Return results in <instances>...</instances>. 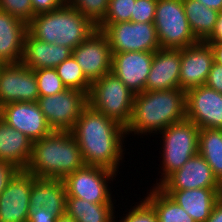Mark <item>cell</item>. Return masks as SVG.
Segmentation results:
<instances>
[{"mask_svg": "<svg viewBox=\"0 0 222 222\" xmlns=\"http://www.w3.org/2000/svg\"><path fill=\"white\" fill-rule=\"evenodd\" d=\"M206 41H222V12L219 14L214 32Z\"/></svg>", "mask_w": 222, "mask_h": 222, "instance_id": "42", "label": "cell"}, {"mask_svg": "<svg viewBox=\"0 0 222 222\" xmlns=\"http://www.w3.org/2000/svg\"><path fill=\"white\" fill-rule=\"evenodd\" d=\"M181 49L160 48L154 52L144 91L180 88Z\"/></svg>", "mask_w": 222, "mask_h": 222, "instance_id": "19", "label": "cell"}, {"mask_svg": "<svg viewBox=\"0 0 222 222\" xmlns=\"http://www.w3.org/2000/svg\"><path fill=\"white\" fill-rule=\"evenodd\" d=\"M72 0H61L63 4H69Z\"/></svg>", "mask_w": 222, "mask_h": 222, "instance_id": "45", "label": "cell"}, {"mask_svg": "<svg viewBox=\"0 0 222 222\" xmlns=\"http://www.w3.org/2000/svg\"><path fill=\"white\" fill-rule=\"evenodd\" d=\"M56 222H76V221L67 214H64L62 216L57 217Z\"/></svg>", "mask_w": 222, "mask_h": 222, "instance_id": "44", "label": "cell"}, {"mask_svg": "<svg viewBox=\"0 0 222 222\" xmlns=\"http://www.w3.org/2000/svg\"><path fill=\"white\" fill-rule=\"evenodd\" d=\"M136 0H109L104 19L96 26L102 31L108 24L131 21V13Z\"/></svg>", "mask_w": 222, "mask_h": 222, "instance_id": "30", "label": "cell"}, {"mask_svg": "<svg viewBox=\"0 0 222 222\" xmlns=\"http://www.w3.org/2000/svg\"><path fill=\"white\" fill-rule=\"evenodd\" d=\"M84 165L81 149L71 132L52 131L33 142L31 159L25 170L39 178L63 180Z\"/></svg>", "mask_w": 222, "mask_h": 222, "instance_id": "3", "label": "cell"}, {"mask_svg": "<svg viewBox=\"0 0 222 222\" xmlns=\"http://www.w3.org/2000/svg\"><path fill=\"white\" fill-rule=\"evenodd\" d=\"M185 118L186 92L182 89L143 91L134 96L131 119L125 128L126 135L158 134Z\"/></svg>", "mask_w": 222, "mask_h": 222, "instance_id": "2", "label": "cell"}, {"mask_svg": "<svg viewBox=\"0 0 222 222\" xmlns=\"http://www.w3.org/2000/svg\"><path fill=\"white\" fill-rule=\"evenodd\" d=\"M158 187L161 190H187L222 188V184L214 176L206 160L198 153L170 174Z\"/></svg>", "mask_w": 222, "mask_h": 222, "instance_id": "18", "label": "cell"}, {"mask_svg": "<svg viewBox=\"0 0 222 222\" xmlns=\"http://www.w3.org/2000/svg\"><path fill=\"white\" fill-rule=\"evenodd\" d=\"M66 189L62 179L36 177L30 192V210L42 207L57 217L66 214Z\"/></svg>", "mask_w": 222, "mask_h": 222, "instance_id": "22", "label": "cell"}, {"mask_svg": "<svg viewBox=\"0 0 222 222\" xmlns=\"http://www.w3.org/2000/svg\"><path fill=\"white\" fill-rule=\"evenodd\" d=\"M157 0H136L131 22H154Z\"/></svg>", "mask_w": 222, "mask_h": 222, "instance_id": "35", "label": "cell"}, {"mask_svg": "<svg viewBox=\"0 0 222 222\" xmlns=\"http://www.w3.org/2000/svg\"><path fill=\"white\" fill-rule=\"evenodd\" d=\"M57 216L44 207L38 210H30L29 219L27 222H56Z\"/></svg>", "mask_w": 222, "mask_h": 222, "instance_id": "39", "label": "cell"}, {"mask_svg": "<svg viewBox=\"0 0 222 222\" xmlns=\"http://www.w3.org/2000/svg\"><path fill=\"white\" fill-rule=\"evenodd\" d=\"M113 203H90L77 197H66V214L76 222H114Z\"/></svg>", "mask_w": 222, "mask_h": 222, "instance_id": "25", "label": "cell"}, {"mask_svg": "<svg viewBox=\"0 0 222 222\" xmlns=\"http://www.w3.org/2000/svg\"><path fill=\"white\" fill-rule=\"evenodd\" d=\"M55 70L67 88L78 89L89 94L91 82L85 77L73 55L60 63Z\"/></svg>", "mask_w": 222, "mask_h": 222, "instance_id": "29", "label": "cell"}, {"mask_svg": "<svg viewBox=\"0 0 222 222\" xmlns=\"http://www.w3.org/2000/svg\"><path fill=\"white\" fill-rule=\"evenodd\" d=\"M185 14L194 36L206 41L214 32L220 12L197 0H183Z\"/></svg>", "mask_w": 222, "mask_h": 222, "instance_id": "26", "label": "cell"}, {"mask_svg": "<svg viewBox=\"0 0 222 222\" xmlns=\"http://www.w3.org/2000/svg\"><path fill=\"white\" fill-rule=\"evenodd\" d=\"M34 72L40 97L55 95L67 89L55 68H42L34 70Z\"/></svg>", "mask_w": 222, "mask_h": 222, "instance_id": "31", "label": "cell"}, {"mask_svg": "<svg viewBox=\"0 0 222 222\" xmlns=\"http://www.w3.org/2000/svg\"><path fill=\"white\" fill-rule=\"evenodd\" d=\"M213 62L214 53L206 41L181 48L180 89L187 92L204 85Z\"/></svg>", "mask_w": 222, "mask_h": 222, "instance_id": "16", "label": "cell"}, {"mask_svg": "<svg viewBox=\"0 0 222 222\" xmlns=\"http://www.w3.org/2000/svg\"><path fill=\"white\" fill-rule=\"evenodd\" d=\"M71 55V48L43 42L27 31L21 63L32 70L56 68Z\"/></svg>", "mask_w": 222, "mask_h": 222, "instance_id": "20", "label": "cell"}, {"mask_svg": "<svg viewBox=\"0 0 222 222\" xmlns=\"http://www.w3.org/2000/svg\"><path fill=\"white\" fill-rule=\"evenodd\" d=\"M116 175L108 168L84 165L63 179L66 195L90 203H113L108 181H113Z\"/></svg>", "mask_w": 222, "mask_h": 222, "instance_id": "8", "label": "cell"}, {"mask_svg": "<svg viewBox=\"0 0 222 222\" xmlns=\"http://www.w3.org/2000/svg\"><path fill=\"white\" fill-rule=\"evenodd\" d=\"M109 0H72L69 5L97 26L105 17Z\"/></svg>", "mask_w": 222, "mask_h": 222, "instance_id": "32", "label": "cell"}, {"mask_svg": "<svg viewBox=\"0 0 222 222\" xmlns=\"http://www.w3.org/2000/svg\"><path fill=\"white\" fill-rule=\"evenodd\" d=\"M70 132L81 149L85 165L101 166L118 173L127 137L122 125L87 105Z\"/></svg>", "mask_w": 222, "mask_h": 222, "instance_id": "1", "label": "cell"}, {"mask_svg": "<svg viewBox=\"0 0 222 222\" xmlns=\"http://www.w3.org/2000/svg\"><path fill=\"white\" fill-rule=\"evenodd\" d=\"M37 103L47 124L53 131L70 132L83 109L88 105L87 94L78 89H69L39 97Z\"/></svg>", "mask_w": 222, "mask_h": 222, "instance_id": "9", "label": "cell"}, {"mask_svg": "<svg viewBox=\"0 0 222 222\" xmlns=\"http://www.w3.org/2000/svg\"><path fill=\"white\" fill-rule=\"evenodd\" d=\"M206 222H222V197L213 207L212 213Z\"/></svg>", "mask_w": 222, "mask_h": 222, "instance_id": "40", "label": "cell"}, {"mask_svg": "<svg viewBox=\"0 0 222 222\" xmlns=\"http://www.w3.org/2000/svg\"><path fill=\"white\" fill-rule=\"evenodd\" d=\"M101 32L107 37L112 53L156 52L160 49L153 22L128 21L108 24Z\"/></svg>", "mask_w": 222, "mask_h": 222, "instance_id": "10", "label": "cell"}, {"mask_svg": "<svg viewBox=\"0 0 222 222\" xmlns=\"http://www.w3.org/2000/svg\"><path fill=\"white\" fill-rule=\"evenodd\" d=\"M180 205L195 222H206L222 197V188L162 190Z\"/></svg>", "mask_w": 222, "mask_h": 222, "instance_id": "21", "label": "cell"}, {"mask_svg": "<svg viewBox=\"0 0 222 222\" xmlns=\"http://www.w3.org/2000/svg\"><path fill=\"white\" fill-rule=\"evenodd\" d=\"M0 9L26 23L35 16L30 0H0Z\"/></svg>", "mask_w": 222, "mask_h": 222, "instance_id": "33", "label": "cell"}, {"mask_svg": "<svg viewBox=\"0 0 222 222\" xmlns=\"http://www.w3.org/2000/svg\"><path fill=\"white\" fill-rule=\"evenodd\" d=\"M72 55L91 83L112 71V51L109 41L97 29L72 50Z\"/></svg>", "mask_w": 222, "mask_h": 222, "instance_id": "12", "label": "cell"}, {"mask_svg": "<svg viewBox=\"0 0 222 222\" xmlns=\"http://www.w3.org/2000/svg\"><path fill=\"white\" fill-rule=\"evenodd\" d=\"M154 52L112 53V71L135 95L145 90Z\"/></svg>", "mask_w": 222, "mask_h": 222, "instance_id": "17", "label": "cell"}, {"mask_svg": "<svg viewBox=\"0 0 222 222\" xmlns=\"http://www.w3.org/2000/svg\"><path fill=\"white\" fill-rule=\"evenodd\" d=\"M204 85L222 93V65L213 62Z\"/></svg>", "mask_w": 222, "mask_h": 222, "instance_id": "36", "label": "cell"}, {"mask_svg": "<svg viewBox=\"0 0 222 222\" xmlns=\"http://www.w3.org/2000/svg\"><path fill=\"white\" fill-rule=\"evenodd\" d=\"M97 27L69 4L35 15L27 23V31L36 39L62 45L72 50L86 40Z\"/></svg>", "mask_w": 222, "mask_h": 222, "instance_id": "4", "label": "cell"}, {"mask_svg": "<svg viewBox=\"0 0 222 222\" xmlns=\"http://www.w3.org/2000/svg\"><path fill=\"white\" fill-rule=\"evenodd\" d=\"M33 142L0 118V161L25 170L32 155Z\"/></svg>", "mask_w": 222, "mask_h": 222, "instance_id": "24", "label": "cell"}, {"mask_svg": "<svg viewBox=\"0 0 222 222\" xmlns=\"http://www.w3.org/2000/svg\"><path fill=\"white\" fill-rule=\"evenodd\" d=\"M200 128L188 119L173 123L161 131L163 140L162 168L159 186L170 174L180 169L191 157L198 154Z\"/></svg>", "mask_w": 222, "mask_h": 222, "instance_id": "6", "label": "cell"}, {"mask_svg": "<svg viewBox=\"0 0 222 222\" xmlns=\"http://www.w3.org/2000/svg\"><path fill=\"white\" fill-rule=\"evenodd\" d=\"M39 90L34 70L21 62L0 69V107L13 102H37Z\"/></svg>", "mask_w": 222, "mask_h": 222, "instance_id": "11", "label": "cell"}, {"mask_svg": "<svg viewBox=\"0 0 222 222\" xmlns=\"http://www.w3.org/2000/svg\"><path fill=\"white\" fill-rule=\"evenodd\" d=\"M36 176L19 170L0 194V222H27L29 199Z\"/></svg>", "mask_w": 222, "mask_h": 222, "instance_id": "14", "label": "cell"}, {"mask_svg": "<svg viewBox=\"0 0 222 222\" xmlns=\"http://www.w3.org/2000/svg\"><path fill=\"white\" fill-rule=\"evenodd\" d=\"M27 23L0 9V59L7 63L21 62Z\"/></svg>", "mask_w": 222, "mask_h": 222, "instance_id": "23", "label": "cell"}, {"mask_svg": "<svg viewBox=\"0 0 222 222\" xmlns=\"http://www.w3.org/2000/svg\"><path fill=\"white\" fill-rule=\"evenodd\" d=\"M136 206V207H135ZM128 210L120 222H158L154 209L143 199ZM114 222H118L115 220Z\"/></svg>", "mask_w": 222, "mask_h": 222, "instance_id": "34", "label": "cell"}, {"mask_svg": "<svg viewBox=\"0 0 222 222\" xmlns=\"http://www.w3.org/2000/svg\"><path fill=\"white\" fill-rule=\"evenodd\" d=\"M212 47L214 62L222 65V41H206Z\"/></svg>", "mask_w": 222, "mask_h": 222, "instance_id": "41", "label": "cell"}, {"mask_svg": "<svg viewBox=\"0 0 222 222\" xmlns=\"http://www.w3.org/2000/svg\"><path fill=\"white\" fill-rule=\"evenodd\" d=\"M134 96L113 72H109L91 83L87 101L91 108L126 128L131 119Z\"/></svg>", "mask_w": 222, "mask_h": 222, "instance_id": "5", "label": "cell"}, {"mask_svg": "<svg viewBox=\"0 0 222 222\" xmlns=\"http://www.w3.org/2000/svg\"><path fill=\"white\" fill-rule=\"evenodd\" d=\"M186 119L200 129H222V93L205 85L188 90Z\"/></svg>", "mask_w": 222, "mask_h": 222, "instance_id": "13", "label": "cell"}, {"mask_svg": "<svg viewBox=\"0 0 222 222\" xmlns=\"http://www.w3.org/2000/svg\"><path fill=\"white\" fill-rule=\"evenodd\" d=\"M4 65V62L0 59V69Z\"/></svg>", "mask_w": 222, "mask_h": 222, "instance_id": "46", "label": "cell"}, {"mask_svg": "<svg viewBox=\"0 0 222 222\" xmlns=\"http://www.w3.org/2000/svg\"><path fill=\"white\" fill-rule=\"evenodd\" d=\"M198 153L206 160L222 184V129L201 128Z\"/></svg>", "mask_w": 222, "mask_h": 222, "instance_id": "28", "label": "cell"}, {"mask_svg": "<svg viewBox=\"0 0 222 222\" xmlns=\"http://www.w3.org/2000/svg\"><path fill=\"white\" fill-rule=\"evenodd\" d=\"M208 8L222 12V0H197Z\"/></svg>", "mask_w": 222, "mask_h": 222, "instance_id": "43", "label": "cell"}, {"mask_svg": "<svg viewBox=\"0 0 222 222\" xmlns=\"http://www.w3.org/2000/svg\"><path fill=\"white\" fill-rule=\"evenodd\" d=\"M0 118L9 127L22 132L32 142L42 139L53 131L37 102H13L1 106Z\"/></svg>", "mask_w": 222, "mask_h": 222, "instance_id": "15", "label": "cell"}, {"mask_svg": "<svg viewBox=\"0 0 222 222\" xmlns=\"http://www.w3.org/2000/svg\"><path fill=\"white\" fill-rule=\"evenodd\" d=\"M35 15L59 9L63 3L61 0H30Z\"/></svg>", "mask_w": 222, "mask_h": 222, "instance_id": "38", "label": "cell"}, {"mask_svg": "<svg viewBox=\"0 0 222 222\" xmlns=\"http://www.w3.org/2000/svg\"><path fill=\"white\" fill-rule=\"evenodd\" d=\"M153 23L160 48L181 49L199 42L190 28L183 0H157Z\"/></svg>", "mask_w": 222, "mask_h": 222, "instance_id": "7", "label": "cell"}, {"mask_svg": "<svg viewBox=\"0 0 222 222\" xmlns=\"http://www.w3.org/2000/svg\"><path fill=\"white\" fill-rule=\"evenodd\" d=\"M18 171L19 169L15 165L0 161V194Z\"/></svg>", "mask_w": 222, "mask_h": 222, "instance_id": "37", "label": "cell"}, {"mask_svg": "<svg viewBox=\"0 0 222 222\" xmlns=\"http://www.w3.org/2000/svg\"><path fill=\"white\" fill-rule=\"evenodd\" d=\"M144 200L154 209L158 222H195L194 219L158 186Z\"/></svg>", "mask_w": 222, "mask_h": 222, "instance_id": "27", "label": "cell"}]
</instances>
